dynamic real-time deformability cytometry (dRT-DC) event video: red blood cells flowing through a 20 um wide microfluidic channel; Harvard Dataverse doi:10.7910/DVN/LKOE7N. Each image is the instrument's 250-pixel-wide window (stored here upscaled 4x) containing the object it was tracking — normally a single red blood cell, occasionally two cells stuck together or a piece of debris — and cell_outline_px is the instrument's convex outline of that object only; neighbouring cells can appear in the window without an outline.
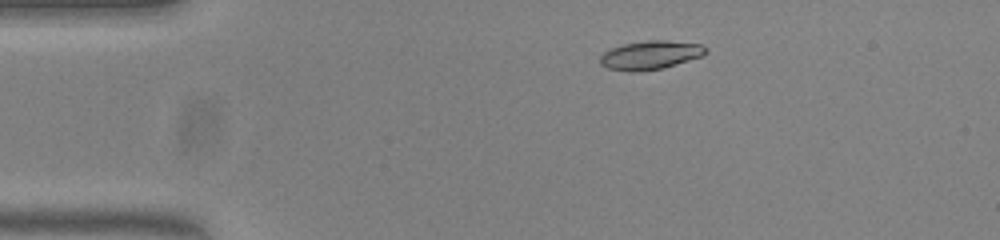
{"species": "common noctule bat (a hibernating species)", "species_latin": "Nyctalus noctula", "temperature_condition": "warm", "stored_images_in_passage": 49, "camera_frame_rate_fps": 3000, "um_per_image_px": 0.085, "animal": {"sex": "female", "body_mass_g": 23.0, "forearm_length_mm": 53.4}, "frame": {"image": 1, "passage_image": 5, "time_ms": 1.333, "image_size_px": [1000, 240], "cell_outline_px": [[708, 52], [700, 56], [664, 68], [632, 72], [608, 68], [600, 64], [600, 56], [604, 52], [612, 48], [624, 44], [648, 40], [664, 40], [700, 44], [708, 48]], "centroid_in_image_um": [55.28, 4.68], "position_along_channel_um": 29.7, "area_um2": 17.46}}
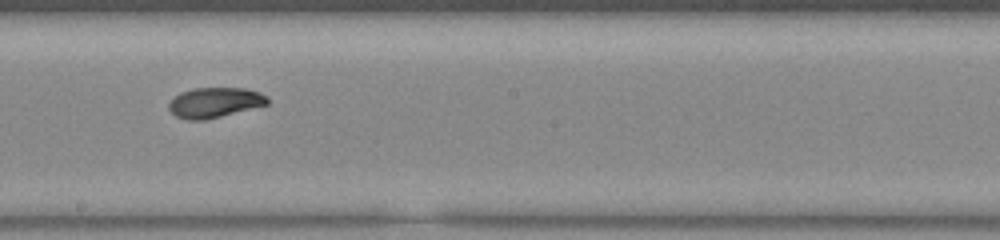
{"frame": {"image": 2, "passage_image": 25, "time_ms": 8.0, "image_size_px": [1000, 240], "cell_outline_px": [[268, 104], [204, 120], [188, 120], [176, 116], [168, 108], [168, 104], [180, 92], [192, 88], [244, 88], [260, 92], [268, 96]], "centroid_in_image_um": [18.25, 8.7], "position_along_channel_um": 230.0, "area_um2": 17.17}}
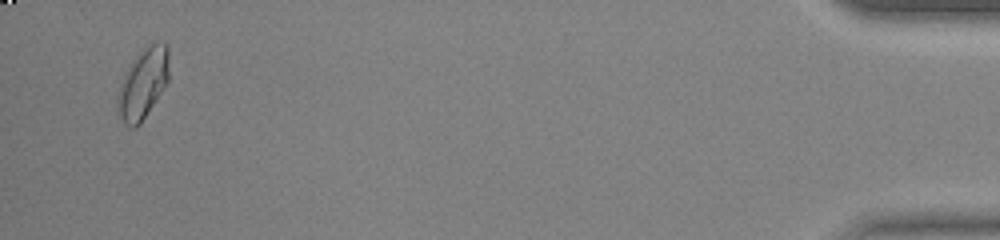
{"frame": {"image": 3, "passage_image": 47, "time_ms": 15.333, "image_size_px": [1000, 240], "cell_outline_px": [[168, 80], [164, 88], [140, 124], [136, 128], [132, 128], [124, 124], [116, 108], [116, 96], [124, 72], [140, 48], [164, 40], [168, 44]], "centroid_in_image_um": [12.13, 7.08], "position_along_channel_um": 423.1, "area_um2": 21.5}, "authors_computed_cell_mechanics": {"area_um2": 17.4556, "velocity_mm_per_s": 3.8093, "shape_relaxation_time_tau1_ms": 4.8083, "shape_relaxation_time_tau2_ms": 5.763, "deformation_change_tau1": 0.1751, "deformation_change_tau2": 0.0889}}